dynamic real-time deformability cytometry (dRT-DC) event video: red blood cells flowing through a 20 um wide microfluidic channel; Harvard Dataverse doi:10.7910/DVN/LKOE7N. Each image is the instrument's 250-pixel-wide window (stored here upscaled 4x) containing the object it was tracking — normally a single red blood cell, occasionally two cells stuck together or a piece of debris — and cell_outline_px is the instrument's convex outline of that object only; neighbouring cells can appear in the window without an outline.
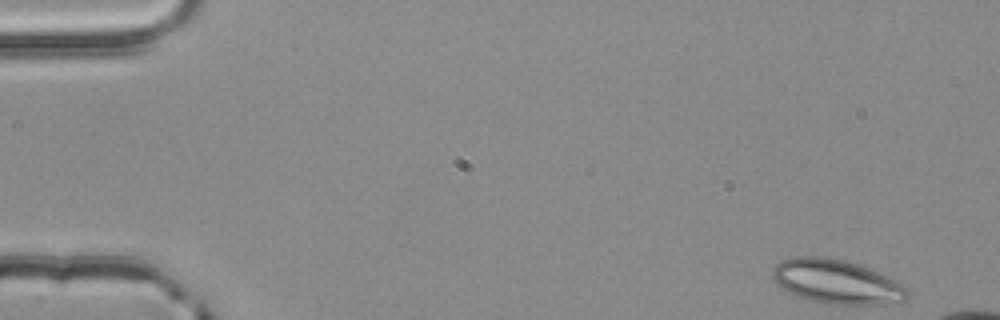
{"species": "common noctule bat (a hibernating species)", "species_latin": "Nyctalus noctula", "temperature_condition": "room temperature", "stored_images_in_passage": 13, "camera_frame_rate_fps": 3000, "um_per_image_px": 0.085, "animal": {"sex": "male", "body_mass_g": 20.4}, "frame": {"image": 1, "passage_image": 1, "time_ms": 0.0, "image_size_px": [1000, 320], "cell_outline_px": [[912, 296], [908, 300], [884, 304], [828, 304], [796, 296], [780, 288], [776, 284], [772, 276], [772, 268], [780, 260], [796, 256], [824, 256], [844, 260], [860, 264], [908, 288]], "centroid_in_image_um": [71.08, 23.94], "position_along_channel_um": 13.9, "area_um2": 34.85}}